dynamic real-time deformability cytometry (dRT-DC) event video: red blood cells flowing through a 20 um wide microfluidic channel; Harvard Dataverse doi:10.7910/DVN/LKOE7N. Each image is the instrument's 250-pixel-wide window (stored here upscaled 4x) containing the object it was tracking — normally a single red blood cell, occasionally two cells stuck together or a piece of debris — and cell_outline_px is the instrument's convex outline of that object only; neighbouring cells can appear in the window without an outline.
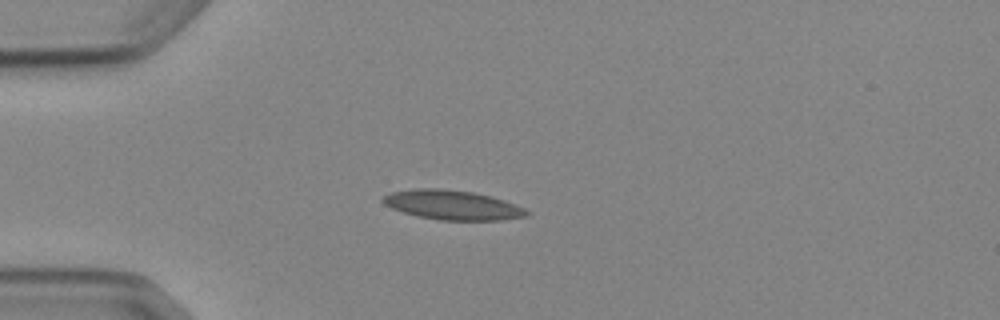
{"species": "Egyptian fruit bat (a non-hibernating species)", "species_latin": "Rousettus aegyptiacus", "temperature_condition": "cold", "stored_images_in_passage": 5, "camera_frame_rate_fps": 3000, "um_per_image_px": 0.085, "animal": {"sex": "female"}, "frame": {"image": 1, "passage_image": 3, "time_ms": 2.0, "image_size_px": [1000, 320], "cell_outline_px": [[532, 212], [528, 216], [500, 220], [440, 220], [420, 216], [404, 212], [392, 208], [384, 204], [380, 200], [388, 192], [416, 188], [440, 188], [472, 192], [492, 196], [516, 204]], "centroid_in_image_um": [38.47, 17.41], "position_along_channel_um": 46.5, "area_um2": 24.8}}
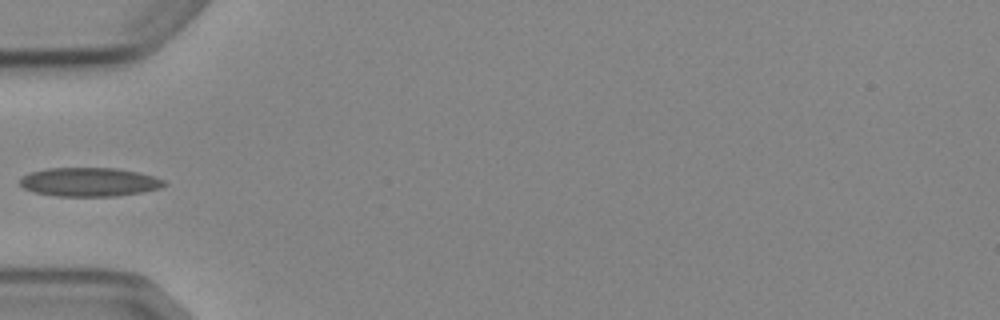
{"frame": {"image": 2, "passage_image": 4, "time_ms": 3.333, "image_size_px": [1000, 320], "cell_outline_px": [[168, 184], [160, 188], [140, 192], [116, 196], [56, 196], [36, 192], [24, 188], [20, 184], [20, 180], [28, 172], [48, 168], [116, 168], [156, 176], [164, 180]], "centroid_in_image_um": [7.61, 15.46], "position_along_channel_um": 77.4, "area_um2": 24.16}}
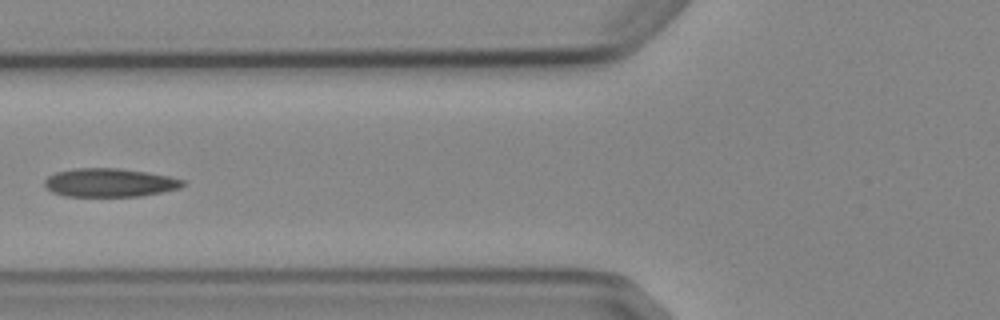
{"frame": {"image": 3, "passage_image": 5, "time_ms": 4.333, "image_size_px": [1000, 320], "cell_outline_px": [[184, 184], [180, 188], [140, 196], [64, 196], [52, 192], [44, 184], [44, 180], [48, 176], [56, 172], [76, 168], [116, 168], [148, 172], [168, 176], [184, 180]], "centroid_in_image_um": [9.3, 15.52], "position_along_channel_um": 116.5, "area_um2": 22.83}}